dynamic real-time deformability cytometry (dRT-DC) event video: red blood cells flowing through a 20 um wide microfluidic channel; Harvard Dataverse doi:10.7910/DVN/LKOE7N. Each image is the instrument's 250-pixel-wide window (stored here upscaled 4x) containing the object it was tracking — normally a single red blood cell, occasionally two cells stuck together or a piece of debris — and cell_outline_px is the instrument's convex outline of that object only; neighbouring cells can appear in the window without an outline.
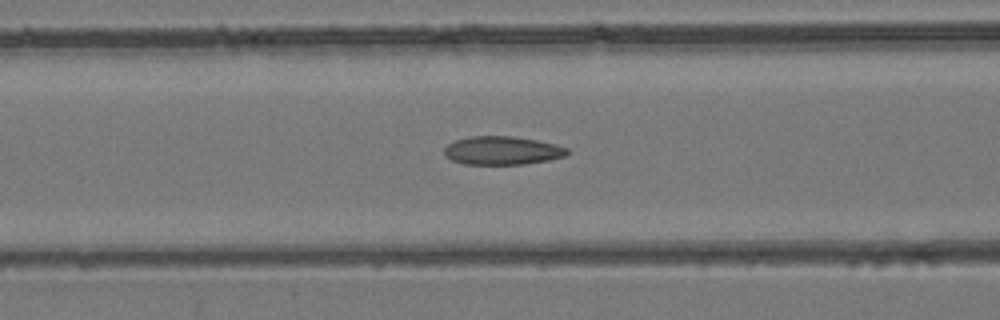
{"species": "common noctule bat (a hibernating species)", "species_latin": "Nyctalus noctula", "temperature_condition": "room temperature", "stored_images_in_passage": 39, "camera_frame_rate_fps": 3000, "um_per_image_px": 0.085, "animal": {"sex": "female", "body_mass_g": 24.6, "forearm_length_mm": 56.2}, "frame": {"image": 1, "passage_image": 18, "time_ms": 5.667, "image_size_px": [1000, 320], "cell_outline_px": [[568, 152], [564, 156], [548, 160], [524, 164], [464, 164], [452, 160], [444, 156], [444, 148], [448, 144], [456, 140], [468, 136], [512, 136], [536, 140], [556, 144], [568, 148]], "centroid_in_image_um": [42.66, 12.79], "position_along_channel_um": 123.9, "area_um2": 20.35}}
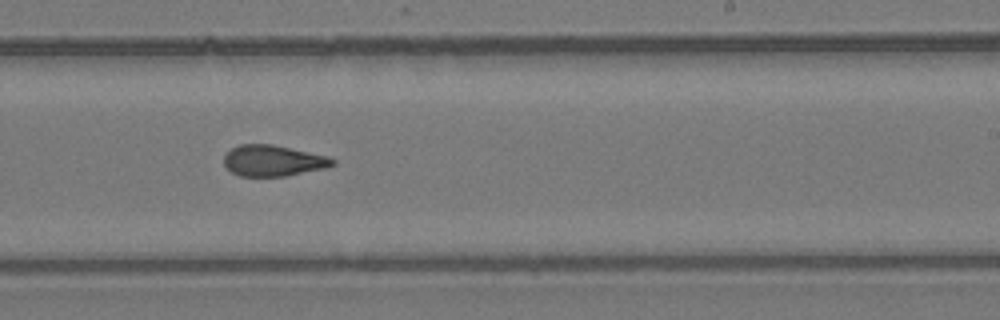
{"frame": {"image": 2, "passage_image": 27, "time_ms": 8.667, "image_size_px": [1000, 320], "cell_outline_px": [[336, 164], [324, 168], [284, 176], [240, 176], [232, 172], [224, 164], [224, 156], [232, 148], [240, 144], [272, 144], [328, 156], [336, 160]], "centroid_in_image_um": [23.22, 13.65], "position_along_channel_um": 265.8, "area_um2": 19.48}}
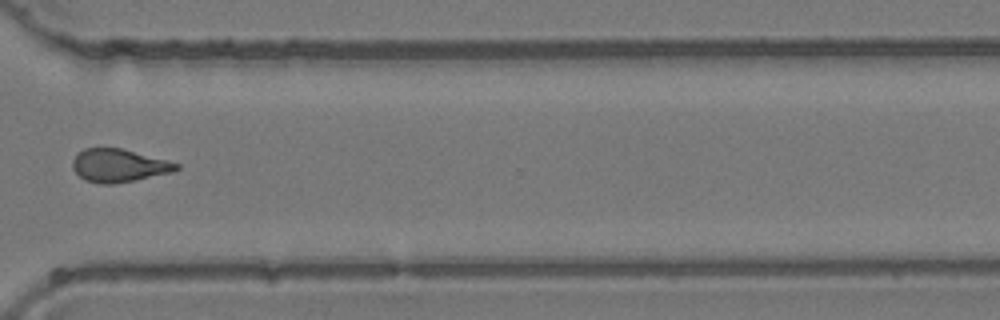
{"frame": {"image": 3, "passage_image": 33, "time_ms": 10.667, "image_size_px": [1000, 320], "cell_outline_px": [[180, 168], [172, 172], [136, 180], [112, 184], [100, 184], [84, 180], [72, 168], [72, 160], [84, 148], [120, 148], [168, 160], [180, 164]], "centroid_in_image_um": [10.11, 14.08], "position_along_channel_um": 360.5, "area_um2": 19.94}}